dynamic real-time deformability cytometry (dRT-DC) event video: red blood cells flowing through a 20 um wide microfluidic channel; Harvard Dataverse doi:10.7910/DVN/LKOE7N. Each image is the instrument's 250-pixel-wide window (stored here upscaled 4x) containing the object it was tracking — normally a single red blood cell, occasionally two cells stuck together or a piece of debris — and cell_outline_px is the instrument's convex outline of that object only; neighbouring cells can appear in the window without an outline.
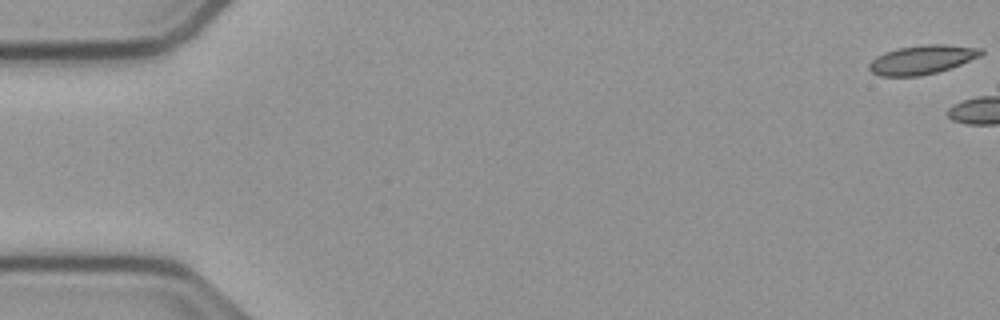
{"species": "common noctule bat (a hibernating species)", "species_latin": "Nyctalus noctula", "temperature_condition": "cold", "stored_images_in_passage": 20, "camera_frame_rate_fps": 3000, "um_per_image_px": 0.085, "animal": {"sex": "male", "body_mass_g": 23.1, "forearm_length_mm": 52.7}, "frame": {"image": 1, "passage_image": 1, "time_ms": 0.0, "image_size_px": [1000, 320], "cell_outline_px": [[984, 52], [980, 56], [960, 64], [936, 72], [920, 76], [880, 76], [872, 72], [868, 68], [868, 64], [876, 56], [884, 52], [896, 48], [928, 44], [944, 44], [980, 48]], "centroid_in_image_um": [78.33, 5.06], "position_along_channel_um": 6.7, "area_um2": 18.79}}